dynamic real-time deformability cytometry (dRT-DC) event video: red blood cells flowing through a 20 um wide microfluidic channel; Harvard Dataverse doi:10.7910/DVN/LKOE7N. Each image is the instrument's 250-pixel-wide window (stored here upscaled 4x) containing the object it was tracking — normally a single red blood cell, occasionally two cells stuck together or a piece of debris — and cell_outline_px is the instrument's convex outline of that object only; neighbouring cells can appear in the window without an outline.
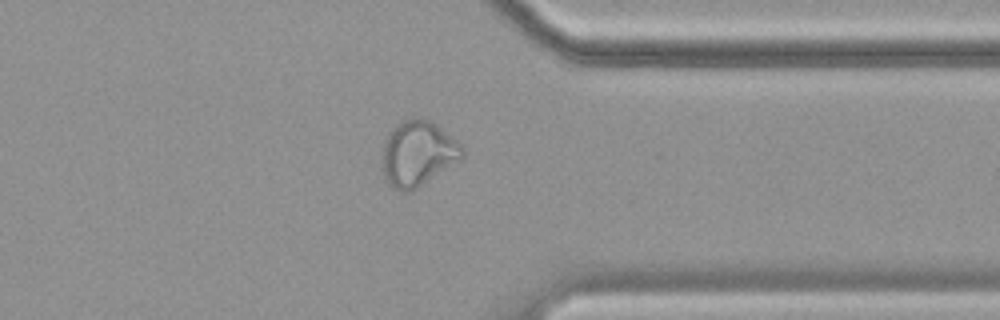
{"species": "common noctule bat (a hibernating species)", "species_latin": "Nyctalus noctula", "temperature_condition": "cold", "stored_images_in_passage": 51, "camera_frame_rate_fps": 3000, "um_per_image_px": 0.085, "animal": {"sex": "female", "body_mass_g": 19.9}, "frame": {"image": 1, "passage_image": 44, "time_ms": 14.333, "image_size_px": [1000, 320], "cell_outline_px": [[464, 156], [460, 160], [416, 188], [408, 192], [400, 192], [388, 184], [384, 176], [380, 164], [380, 156], [384, 140], [388, 132], [396, 124], [412, 116], [420, 116], [436, 124], [456, 140], [464, 148]], "centroid_in_image_um": [35.46, 13.03], "position_along_channel_um": 375.9, "area_um2": 30.92}}